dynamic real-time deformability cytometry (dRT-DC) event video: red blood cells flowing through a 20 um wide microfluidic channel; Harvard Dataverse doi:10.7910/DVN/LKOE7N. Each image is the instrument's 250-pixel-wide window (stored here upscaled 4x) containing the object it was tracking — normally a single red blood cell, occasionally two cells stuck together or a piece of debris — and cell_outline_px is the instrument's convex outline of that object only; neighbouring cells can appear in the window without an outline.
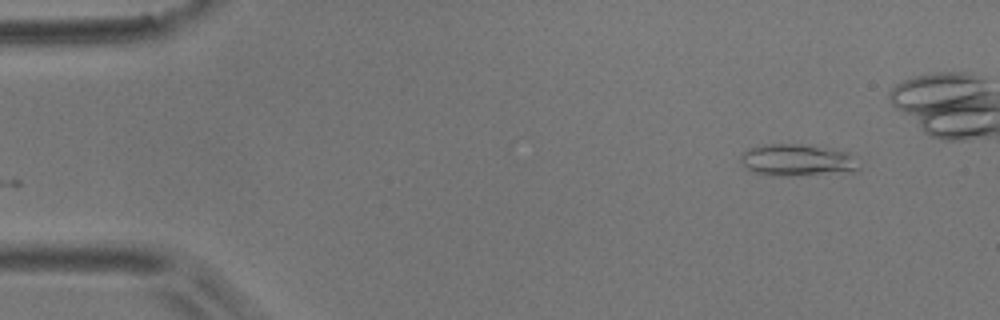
{"species": "common noctule bat (a hibernating species)", "species_latin": "Nyctalus noctula", "temperature_condition": "room temperature", "stored_images_in_passage": 3, "camera_frame_rate_fps": 3000, "um_per_image_px": 0.085, "animal": {"sex": "male", "body_mass_g": 17.9}, "frame": {"image": 1, "passage_image": 3, "time_ms": 2.333, "image_size_px": [1000, 320], "cell_outline_px": [[860, 172], [788, 176], [768, 176], [752, 172], [744, 168], [740, 160], [740, 156], [748, 148], [764, 144], [800, 144], [832, 148], [848, 152], [860, 168]], "centroid_in_image_um": [67.75, 13.63], "position_along_channel_um": 17.3, "area_um2": 22.54}}